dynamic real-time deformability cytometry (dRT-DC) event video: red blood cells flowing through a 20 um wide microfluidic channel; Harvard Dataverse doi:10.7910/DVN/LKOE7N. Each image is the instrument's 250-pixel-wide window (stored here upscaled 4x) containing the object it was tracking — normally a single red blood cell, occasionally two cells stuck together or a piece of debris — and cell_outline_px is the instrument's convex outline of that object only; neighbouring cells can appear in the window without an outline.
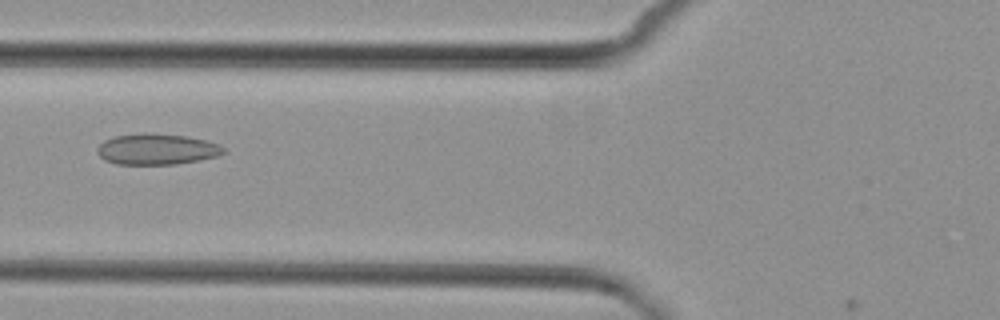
{"species": "common noctule bat (a hibernating species)", "species_latin": "Nyctalus noctula", "temperature_condition": "cold", "stored_images_in_passage": 5, "camera_frame_rate_fps": 3000, "um_per_image_px": 0.085, "animal": {"sex": "female", "body_mass_g": 29.2, "forearm_length_mm": 56.3}, "frame": {"image": 1, "passage_image": 5, "time_ms": 6.0, "image_size_px": [1000, 320], "cell_outline_px": [[224, 152], [216, 156], [200, 160], [176, 164], [116, 164], [104, 160], [96, 152], [96, 148], [104, 140], [112, 136], [188, 136], [220, 144], [224, 148]], "centroid_in_image_um": [13.32, 12.73], "position_along_channel_um": 112.5, "area_um2": 21.85}}